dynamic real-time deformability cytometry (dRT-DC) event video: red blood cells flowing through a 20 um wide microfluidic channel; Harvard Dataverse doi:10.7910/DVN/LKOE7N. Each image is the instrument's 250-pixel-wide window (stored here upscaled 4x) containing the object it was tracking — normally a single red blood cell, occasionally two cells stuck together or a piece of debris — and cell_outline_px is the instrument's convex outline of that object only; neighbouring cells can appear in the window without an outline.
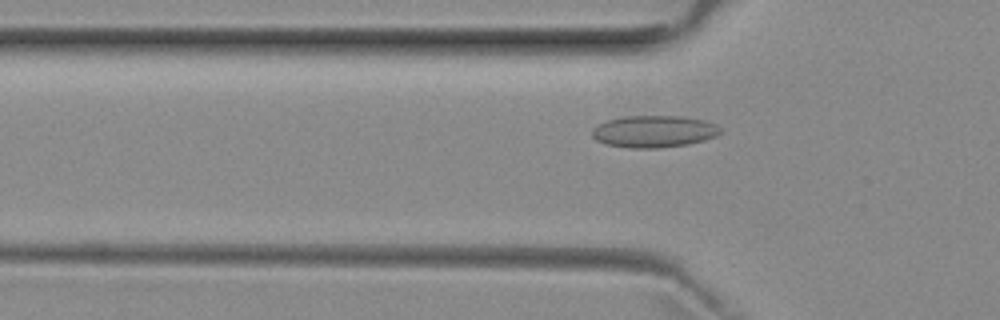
{"species": "common noctule bat (a hibernating species)", "species_latin": "Nyctalus noctula", "temperature_condition": "room temperature", "stored_images_in_passage": 48, "camera_frame_rate_fps": 3000, "um_per_image_px": 0.085, "animal": {"sex": "female", "body_mass_g": 29.2, "forearm_length_mm": 56.3}, "frame": {"image": 1, "passage_image": 13, "time_ms": 4.0, "image_size_px": [1000, 320], "cell_outline_px": [[720, 132], [716, 136], [704, 140], [688, 144], [656, 148], [628, 148], [604, 144], [596, 140], [592, 136], [592, 128], [596, 124], [604, 120], [624, 116], [684, 116], [704, 120], [716, 124], [720, 128]], "centroid_in_image_um": [55.53, 11.17], "position_along_channel_um": 70.3, "area_um2": 24.16}}
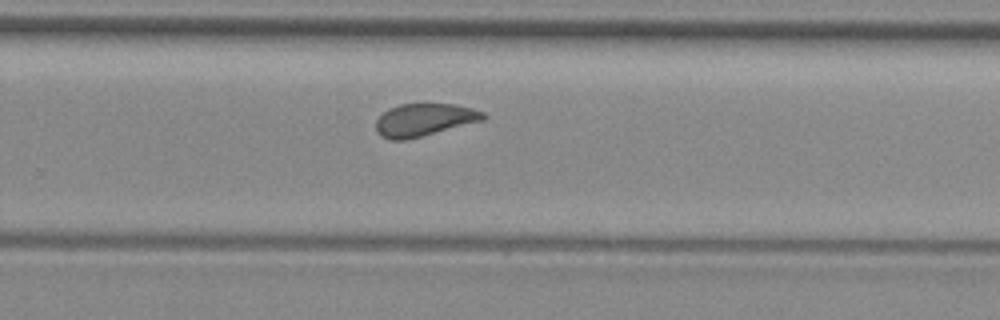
{"frame": {"image": 2, "passage_image": 30, "time_ms": 9.667, "image_size_px": [1000, 320], "cell_outline_px": [[488, 116], [484, 120], [404, 140], [392, 140], [380, 136], [376, 132], [376, 120], [388, 108], [400, 104], [456, 104], [472, 108], [484, 112]], "centroid_in_image_um": [36.05, 10.18], "position_along_channel_um": 293.7, "area_um2": 20.29}}
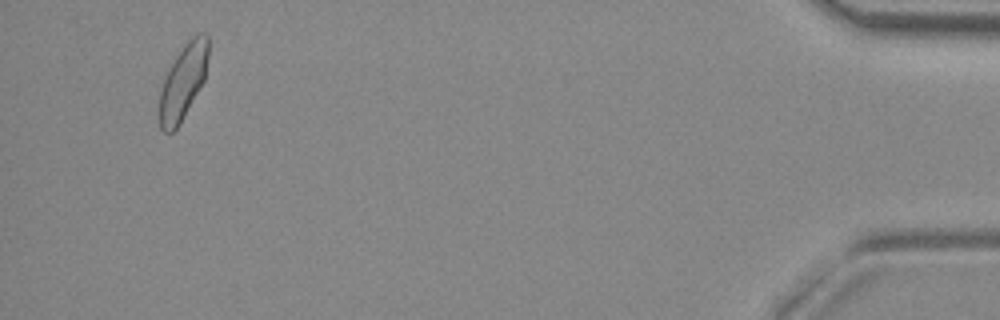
{"frame": {"image": 3, "passage_image": 46, "time_ms": 15.0, "image_size_px": [1000, 320], "cell_outline_px": [[208, 60], [204, 80], [180, 124], [172, 132], [164, 132], [160, 128], [156, 116], [160, 92], [164, 76], [176, 56], [184, 44], [192, 36], [204, 32], [208, 36]], "centroid_in_image_um": [15.52, 7.0], "position_along_channel_um": 419.7, "area_um2": 21.73}, "authors_computed_cell_mechanics": {"area_um2": 21.1259, "velocity_mm_per_s": 3.942, "shape_relaxation_time_tau1_ms": null, "shape_relaxation_time_tau2_ms": 1.2624, "deformation_change_tau1": null, "deformation_change_tau2": 0.0762}}